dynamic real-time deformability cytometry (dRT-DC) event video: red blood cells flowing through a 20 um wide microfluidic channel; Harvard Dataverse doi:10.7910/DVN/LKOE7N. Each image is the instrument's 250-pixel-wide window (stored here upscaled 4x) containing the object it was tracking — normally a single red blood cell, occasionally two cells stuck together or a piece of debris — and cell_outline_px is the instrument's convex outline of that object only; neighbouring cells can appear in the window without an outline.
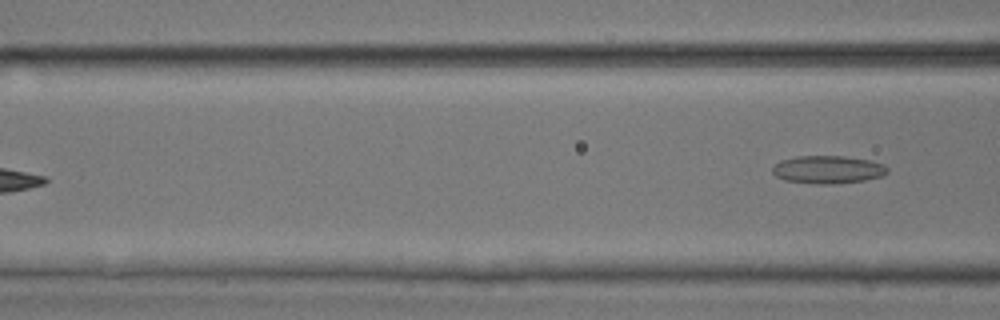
{"species": "common noctule bat (a hibernating species)", "species_latin": "Nyctalus noctula", "temperature_condition": "room temperature", "stored_images_in_passage": 6, "camera_frame_rate_fps": 3000, "um_per_image_px": 0.085, "animal": {"sex": "male", "body_mass_g": 17.9, "forearm_length_mm": 54.2}, "frame": {"image": 1, "passage_image": 6, "time_ms": 1.667, "image_size_px": [1000, 320], "cell_outline_px": [[888, 172], [884, 176], [864, 180], [832, 184], [820, 184], [784, 180], [776, 176], [772, 172], [772, 168], [780, 160], [796, 156], [844, 156], [868, 160], [884, 164], [888, 168]], "centroid_in_image_um": [70.38, 14.41], "position_along_channel_um": 96.2, "area_um2": 18.67}}